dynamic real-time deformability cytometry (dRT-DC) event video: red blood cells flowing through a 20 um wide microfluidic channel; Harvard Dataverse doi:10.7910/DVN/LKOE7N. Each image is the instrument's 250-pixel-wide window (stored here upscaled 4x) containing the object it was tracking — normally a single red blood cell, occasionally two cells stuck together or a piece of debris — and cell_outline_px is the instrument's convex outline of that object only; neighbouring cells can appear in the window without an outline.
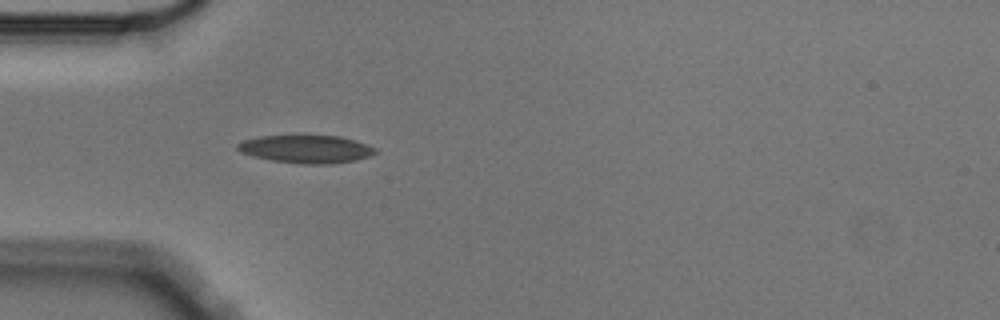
{"species": "Egyptian fruit bat (a non-hibernating species)", "species_latin": "Rousettus aegyptiacus", "temperature_condition": "cold", "stored_images_in_passage": 4, "camera_frame_rate_fps": 3000, "um_per_image_px": 0.085, "animal": {"sex": "male"}, "frame": {"image": 1, "passage_image": 4, "time_ms": 1.0, "image_size_px": [1000, 320], "cell_outline_px": [[376, 152], [372, 156], [356, 160], [332, 164], [300, 164], [272, 160], [252, 156], [240, 152], [236, 148], [236, 144], [244, 140], [260, 136], [340, 136], [356, 140], [376, 148]], "centroid_in_image_um": [26.04, 12.68], "position_along_channel_um": 59.0, "area_um2": 22.48}}